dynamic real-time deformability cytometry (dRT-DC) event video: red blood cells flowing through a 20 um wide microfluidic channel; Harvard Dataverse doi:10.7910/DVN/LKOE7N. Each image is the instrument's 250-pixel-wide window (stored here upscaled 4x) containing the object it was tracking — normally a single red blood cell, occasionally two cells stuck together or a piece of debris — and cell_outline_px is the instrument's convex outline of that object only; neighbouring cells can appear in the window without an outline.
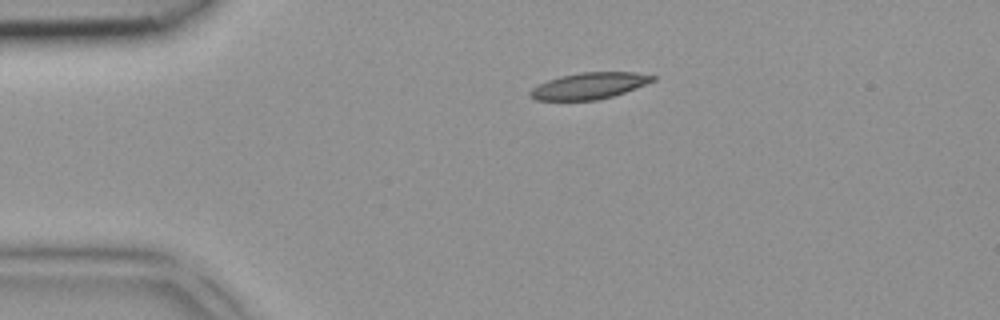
{"species": "common noctule bat (a hibernating species)", "species_latin": "Nyctalus noctula", "temperature_condition": "room temperature", "stored_images_in_passage": 3, "camera_frame_rate_fps": 3000, "um_per_image_px": 0.085, "animal": {"sex": "female", "body_mass_g": 18.4}, "frame": {"image": 1, "passage_image": 1, "time_ms": 0.0, "image_size_px": [1000, 320], "cell_outline_px": [[656, 80], [624, 92], [612, 96], [596, 100], [536, 100], [528, 92], [532, 88], [548, 80], [560, 76], [580, 72], [636, 72], [656, 76]], "centroid_in_image_um": [50.1, 7.28], "position_along_channel_um": 34.9, "area_um2": 18.67}}